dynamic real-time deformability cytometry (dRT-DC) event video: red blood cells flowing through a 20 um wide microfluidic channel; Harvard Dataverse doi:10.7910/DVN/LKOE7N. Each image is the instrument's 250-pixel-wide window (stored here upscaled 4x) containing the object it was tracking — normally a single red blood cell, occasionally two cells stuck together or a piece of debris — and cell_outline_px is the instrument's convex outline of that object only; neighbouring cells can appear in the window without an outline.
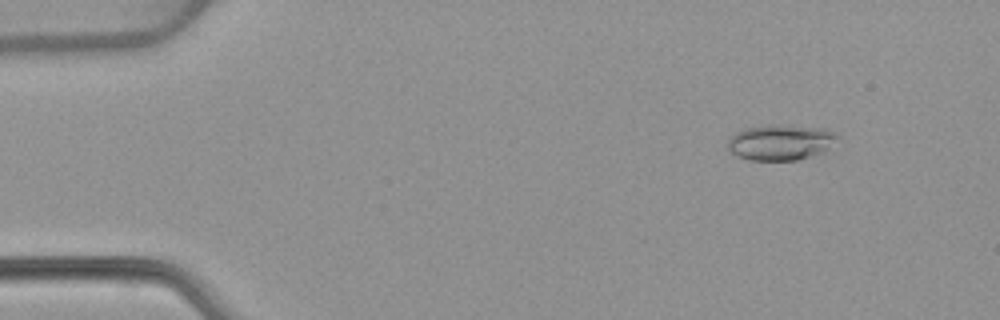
{"species": "common noctule bat (a hibernating species)", "species_latin": "Nyctalus noctula", "temperature_condition": "warm", "stored_images_in_passage": 52, "camera_frame_rate_fps": 3000, "um_per_image_px": 0.085, "animal": {"sex": "female", "body_mass_g": 22.7, "forearm_length_mm": 54.2}, "frame": {"image": 1, "passage_image": 6, "time_ms": 1.667, "image_size_px": [1000, 320], "cell_outline_px": [[840, 136], [824, 152], [796, 160], [752, 160], [736, 156], [728, 152], [728, 140], [736, 132], [744, 128], [768, 124], [772, 124], [824, 128], [836, 132]], "centroid_in_image_um": [66.34, 12.09], "position_along_channel_um": 18.7, "area_um2": 22.95}}
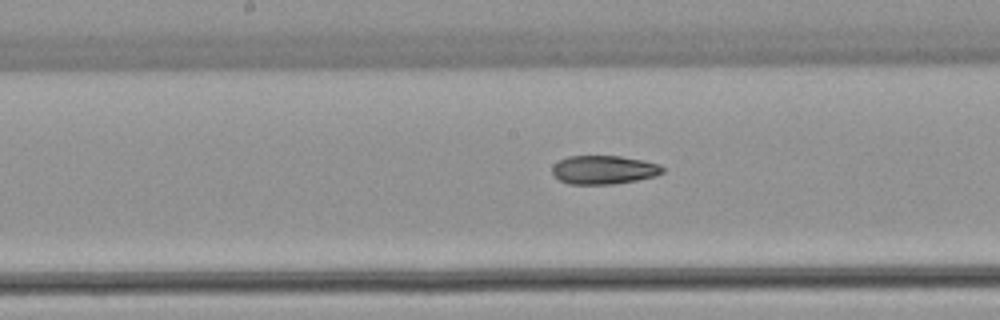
{"frame": {"image": 2, "passage_image": 27, "time_ms": 8.667, "image_size_px": [1000, 320], "cell_outline_px": [[664, 172], [656, 176], [636, 180], [612, 184], [568, 184], [560, 180], [552, 172], [552, 164], [568, 156], [620, 156], [644, 160], [660, 164], [664, 168]], "centroid_in_image_um": [51.34, 14.43], "position_along_channel_um": 196.9, "area_um2": 18.5}}
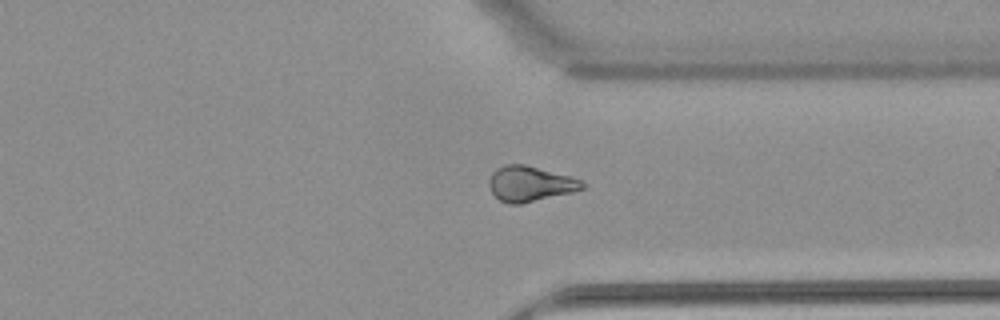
{"frame": {"image": 3, "passage_image": 40, "time_ms": 13.0, "image_size_px": [1000, 320], "cell_outline_px": [[584, 188], [572, 192], [520, 204], [508, 204], [500, 200], [492, 192], [488, 184], [488, 180], [492, 172], [496, 168], [504, 164], [524, 164], [568, 176], [580, 180], [584, 184]], "centroid_in_image_um": [45.0, 15.62], "position_along_channel_um": 366.4, "area_um2": 18.96}, "authors_computed_cell_mechanics": {"area_um2": 19.7098, "velocity_mm_per_s": 3.9197, "shape_relaxation_time_tau1_ms": null, "shape_relaxation_time_tau2_ms": 4.5902, "deformation_change_tau1": null, "deformation_change_tau2": 0.1114}}